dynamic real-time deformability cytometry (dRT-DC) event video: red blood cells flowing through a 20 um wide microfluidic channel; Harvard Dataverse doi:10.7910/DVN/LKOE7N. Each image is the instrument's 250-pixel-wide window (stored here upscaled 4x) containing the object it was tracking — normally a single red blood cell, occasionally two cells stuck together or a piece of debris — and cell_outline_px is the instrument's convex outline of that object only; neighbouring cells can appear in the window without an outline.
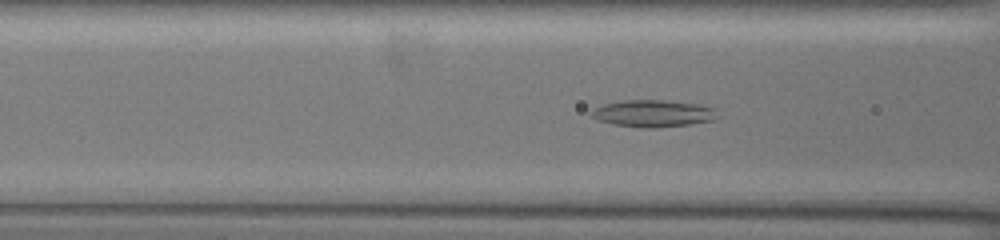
{"species": "common noctule bat (a hibernating species)", "species_latin": "Nyctalus noctula", "temperature_condition": "warm", "stored_images_in_passage": 46, "camera_frame_rate_fps": 3000, "um_per_image_px": 0.085, "animal": {"sex": "female", "body_mass_g": 19.5, "forearm_length_mm": 54.1}, "frame": {"image": 1, "passage_image": 10, "time_ms": 3.0, "image_size_px": [1000, 240], "cell_outline_px": [[712, 120], [692, 124], [660, 128], [640, 128], [612, 124], [596, 120], [592, 116], [592, 112], [596, 108], [604, 104], [624, 100], [660, 100], [696, 104], [712, 108]], "centroid_in_image_um": [55.41, 9.66], "position_along_channel_um": 111.2, "area_um2": 19.42}}
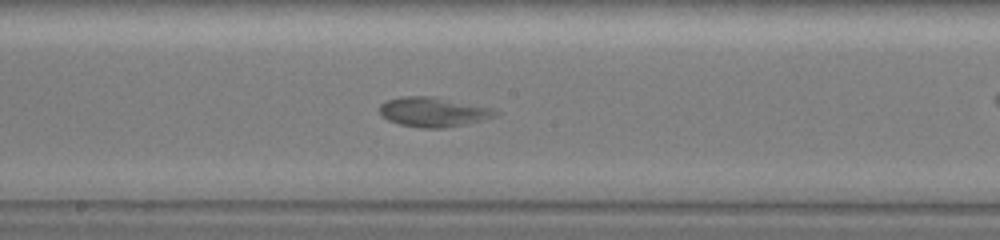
{"frame": {"image": 2, "passage_image": 19, "time_ms": 6.0, "image_size_px": [1000, 240], "cell_outline_px": [[500, 112], [492, 116], [468, 124], [448, 128], [420, 128], [400, 124], [388, 120], [380, 112], [380, 104], [388, 100], [404, 96], [428, 96], [484, 108]], "centroid_in_image_um": [36.72, 9.55], "position_along_channel_um": 211.5, "area_um2": 19.13}}
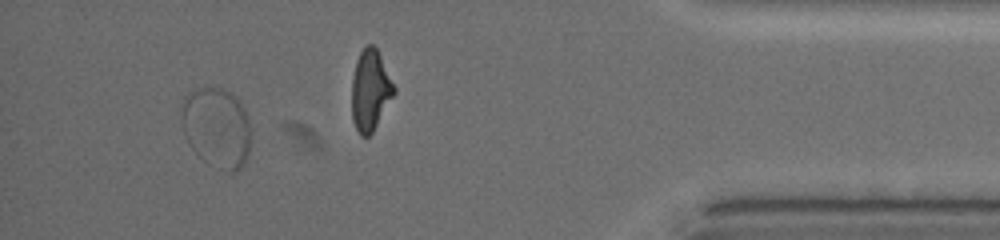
{"frame": {"image": 3, "passage_image": 42, "time_ms": 13.667, "image_size_px": [1000, 240], "cell_outline_px": [[252, 144], [244, 164], [240, 168], [232, 172], [228, 172], [208, 164], [188, 144], [184, 136], [180, 120], [184, 100], [188, 92], [196, 88], [220, 88], [236, 96], [244, 108], [248, 116]], "centroid_in_image_um": [18.43, 10.85], "position_along_channel_um": 416.8, "area_um2": 32.83}}